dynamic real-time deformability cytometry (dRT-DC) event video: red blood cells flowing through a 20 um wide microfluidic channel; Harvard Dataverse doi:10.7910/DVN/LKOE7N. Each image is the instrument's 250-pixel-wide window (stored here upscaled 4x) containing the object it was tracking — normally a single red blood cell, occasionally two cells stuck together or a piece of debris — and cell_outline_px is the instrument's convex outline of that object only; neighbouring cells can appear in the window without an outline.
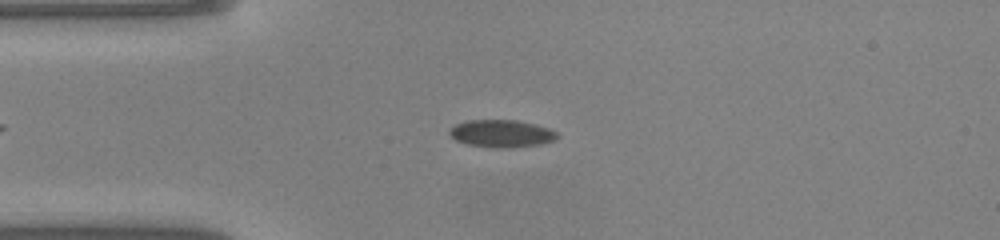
{"species": "common noctule bat (a hibernating species)", "species_latin": "Nyctalus noctula", "temperature_condition": "warm", "stored_images_in_passage": 43, "camera_frame_rate_fps": 3000, "um_per_image_px": 0.085, "animal": {"sex": "male", "body_mass_g": 20.0, "forearm_length_mm": 53.3}, "frame": {"image": 1, "passage_image": 6, "time_ms": 1.667, "image_size_px": [1000, 240], "cell_outline_px": [[560, 136], [556, 140], [540, 144], [512, 148], [488, 148], [468, 144], [456, 140], [448, 136], [448, 132], [456, 124], [468, 120], [516, 120], [536, 124], [548, 128], [556, 132]], "centroid_in_image_um": [42.64, 11.36], "position_along_channel_um": 42.4, "area_um2": 17.46}}
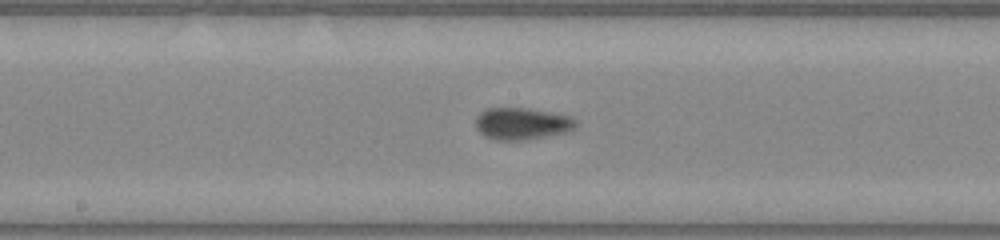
{"frame": {"image": 2, "passage_image": 19, "time_ms": 6.0, "image_size_px": [1000, 240], "cell_outline_px": [[576, 128], [568, 132], [524, 140], [492, 140], [484, 136], [476, 128], [476, 116], [480, 112], [488, 108], [528, 108], [572, 116], [576, 120]], "centroid_in_image_um": [44.37, 10.51], "position_along_channel_um": 203.8, "area_um2": 18.84}}
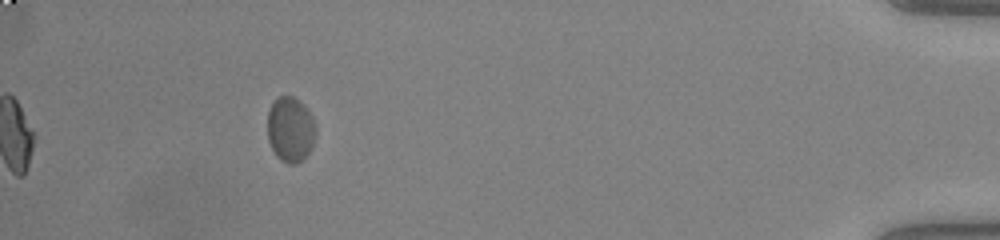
{"frame": {"image": 3, "passage_image": 39, "time_ms": 12.667, "image_size_px": [1000, 240], "cell_outline_px": [[316, 136], [308, 152], [296, 164], [288, 164], [280, 160], [276, 156], [268, 140], [268, 112], [276, 96], [292, 96], [304, 104], [312, 116], [316, 124]], "centroid_in_image_um": [24.69, 10.98], "position_along_channel_um": 410.5, "area_um2": 18.38}, "authors_computed_cell_mechanics": {"area_um2": 17.7446, "velocity_mm_per_s": 4.1028, "shape_relaxation_time_tau1_ms": 3.1272, "shape_relaxation_time_tau2_ms": null, "deformation_change_tau1": 0.0809, "deformation_change_tau2": null}}